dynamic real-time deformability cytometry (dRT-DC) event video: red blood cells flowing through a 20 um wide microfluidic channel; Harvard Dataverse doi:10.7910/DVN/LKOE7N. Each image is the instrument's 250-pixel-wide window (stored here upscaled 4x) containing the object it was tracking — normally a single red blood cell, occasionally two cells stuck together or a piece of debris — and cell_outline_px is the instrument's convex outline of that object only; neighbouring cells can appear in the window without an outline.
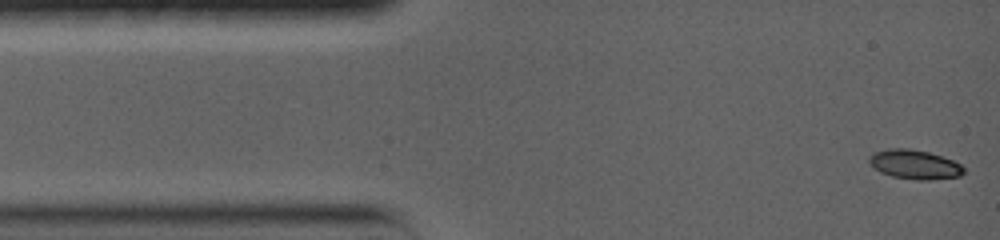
{"species": "common noctule bat (a hibernating species)", "species_latin": "Nyctalus noctula", "temperature_condition": "warm", "stored_images_in_passage": 25, "camera_frame_rate_fps": 5000, "um_per_image_px": 0.085, "animal": {"sex": "female", "body_mass_g": 19.0, "forearm_length_mm": 56.7}, "frame": {"image": 1, "passage_image": 1, "time_ms": 0.0, "image_size_px": [1000, 240], "cell_outline_px": [[964, 172], [960, 176], [928, 180], [916, 180], [892, 176], [880, 172], [868, 160], [868, 156], [872, 152], [888, 148], [908, 148], [928, 152], [952, 160], [960, 164], [964, 168]], "centroid_in_image_um": [77.72, 13.97], "position_along_channel_um": 7.3, "area_um2": 16.07}}
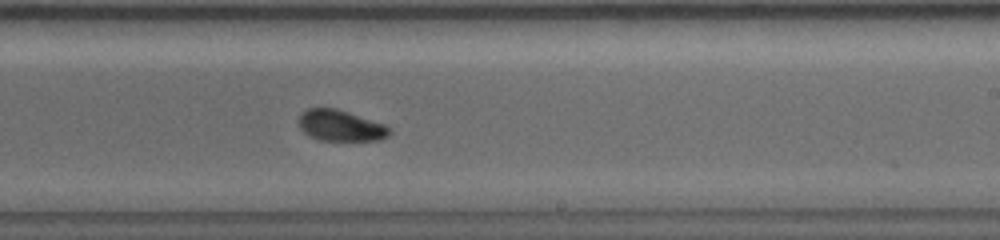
{"frame": {"image": 2, "passage_image": 14, "time_ms": 8.8, "image_size_px": [1000, 240], "cell_outline_px": [[392, 132], [388, 136], [380, 140], [320, 140], [308, 136], [300, 128], [300, 112], [308, 108], [336, 108], [384, 124]], "centroid_in_image_um": [28.93, 10.68], "position_along_channel_um": 260.1, "area_um2": 16.3}}
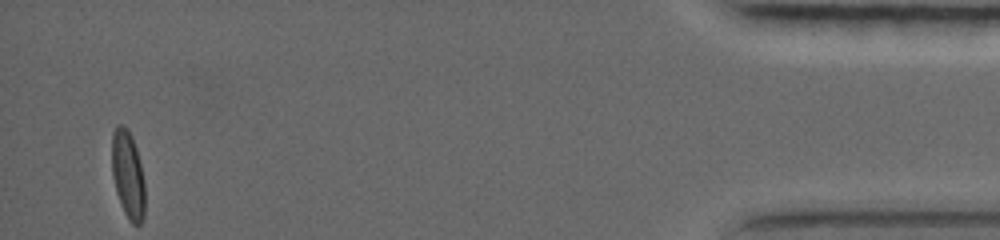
{"frame": {"image": 3, "passage_image": 25, "time_ms": 16.0, "image_size_px": [1000, 240], "cell_outline_px": [[144, 220], [140, 224], [132, 224], [128, 220], [124, 212], [116, 192], [112, 176], [112, 132], [116, 124], [120, 124], [128, 128], [132, 136], [136, 148], [144, 180]], "centroid_in_image_um": [10.86, 14.84], "position_along_channel_um": 424.3, "area_um2": 17.05}, "authors_computed_cell_mechanics": {"area_um2": 16.5308, "velocity_mm_per_s": 3.738, "shape_relaxation_time_tau1_ms": 4.7116, "shape_relaxation_time_tau2_ms": 3.388, "deformation_change_tau1": 0.168, "deformation_change_tau2": 0.0564}}